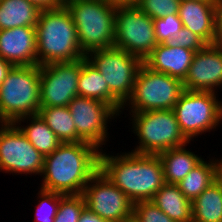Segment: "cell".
Listing matches in <instances>:
<instances>
[{
    "instance_id": "1",
    "label": "cell",
    "mask_w": 222,
    "mask_h": 222,
    "mask_svg": "<svg viewBox=\"0 0 222 222\" xmlns=\"http://www.w3.org/2000/svg\"><path fill=\"white\" fill-rule=\"evenodd\" d=\"M100 150L87 142L61 143L44 157L41 189L64 195H81L99 171Z\"/></svg>"
},
{
    "instance_id": "2",
    "label": "cell",
    "mask_w": 222,
    "mask_h": 222,
    "mask_svg": "<svg viewBox=\"0 0 222 222\" xmlns=\"http://www.w3.org/2000/svg\"><path fill=\"white\" fill-rule=\"evenodd\" d=\"M99 170L133 203L151 201L165 184L160 157L151 154H99Z\"/></svg>"
},
{
    "instance_id": "3",
    "label": "cell",
    "mask_w": 222,
    "mask_h": 222,
    "mask_svg": "<svg viewBox=\"0 0 222 222\" xmlns=\"http://www.w3.org/2000/svg\"><path fill=\"white\" fill-rule=\"evenodd\" d=\"M35 27L37 65L71 62L86 56L80 48L72 16L64 4L41 10Z\"/></svg>"
},
{
    "instance_id": "4",
    "label": "cell",
    "mask_w": 222,
    "mask_h": 222,
    "mask_svg": "<svg viewBox=\"0 0 222 222\" xmlns=\"http://www.w3.org/2000/svg\"><path fill=\"white\" fill-rule=\"evenodd\" d=\"M63 4L72 16L85 55L114 47L115 4L109 0H67Z\"/></svg>"
},
{
    "instance_id": "5",
    "label": "cell",
    "mask_w": 222,
    "mask_h": 222,
    "mask_svg": "<svg viewBox=\"0 0 222 222\" xmlns=\"http://www.w3.org/2000/svg\"><path fill=\"white\" fill-rule=\"evenodd\" d=\"M40 65L13 66L0 84V113L6 123L38 114Z\"/></svg>"
},
{
    "instance_id": "6",
    "label": "cell",
    "mask_w": 222,
    "mask_h": 222,
    "mask_svg": "<svg viewBox=\"0 0 222 222\" xmlns=\"http://www.w3.org/2000/svg\"><path fill=\"white\" fill-rule=\"evenodd\" d=\"M131 117L133 131L139 138L132 153L158 155L190 143L180 131L173 109L137 112Z\"/></svg>"
},
{
    "instance_id": "7",
    "label": "cell",
    "mask_w": 222,
    "mask_h": 222,
    "mask_svg": "<svg viewBox=\"0 0 222 222\" xmlns=\"http://www.w3.org/2000/svg\"><path fill=\"white\" fill-rule=\"evenodd\" d=\"M183 91L181 80L153 71L143 63L137 73L132 95L123 105V110L127 105L131 108L130 114L170 110L174 108Z\"/></svg>"
},
{
    "instance_id": "8",
    "label": "cell",
    "mask_w": 222,
    "mask_h": 222,
    "mask_svg": "<svg viewBox=\"0 0 222 222\" xmlns=\"http://www.w3.org/2000/svg\"><path fill=\"white\" fill-rule=\"evenodd\" d=\"M173 111L185 138L196 136L218 126L222 120V102L214 92L184 90Z\"/></svg>"
},
{
    "instance_id": "9",
    "label": "cell",
    "mask_w": 222,
    "mask_h": 222,
    "mask_svg": "<svg viewBox=\"0 0 222 222\" xmlns=\"http://www.w3.org/2000/svg\"><path fill=\"white\" fill-rule=\"evenodd\" d=\"M85 57L103 75L109 91L124 105L132 95L143 61L116 47L93 50Z\"/></svg>"
},
{
    "instance_id": "10",
    "label": "cell",
    "mask_w": 222,
    "mask_h": 222,
    "mask_svg": "<svg viewBox=\"0 0 222 222\" xmlns=\"http://www.w3.org/2000/svg\"><path fill=\"white\" fill-rule=\"evenodd\" d=\"M157 44L151 17L137 6H116L114 47L144 61Z\"/></svg>"
},
{
    "instance_id": "11",
    "label": "cell",
    "mask_w": 222,
    "mask_h": 222,
    "mask_svg": "<svg viewBox=\"0 0 222 222\" xmlns=\"http://www.w3.org/2000/svg\"><path fill=\"white\" fill-rule=\"evenodd\" d=\"M86 207L109 222H132L134 203L100 170L86 184Z\"/></svg>"
},
{
    "instance_id": "12",
    "label": "cell",
    "mask_w": 222,
    "mask_h": 222,
    "mask_svg": "<svg viewBox=\"0 0 222 222\" xmlns=\"http://www.w3.org/2000/svg\"><path fill=\"white\" fill-rule=\"evenodd\" d=\"M43 163L44 156L14 123L1 125L0 171L41 175Z\"/></svg>"
},
{
    "instance_id": "13",
    "label": "cell",
    "mask_w": 222,
    "mask_h": 222,
    "mask_svg": "<svg viewBox=\"0 0 222 222\" xmlns=\"http://www.w3.org/2000/svg\"><path fill=\"white\" fill-rule=\"evenodd\" d=\"M82 58L40 66V108L63 107L78 95Z\"/></svg>"
},
{
    "instance_id": "14",
    "label": "cell",
    "mask_w": 222,
    "mask_h": 222,
    "mask_svg": "<svg viewBox=\"0 0 222 222\" xmlns=\"http://www.w3.org/2000/svg\"><path fill=\"white\" fill-rule=\"evenodd\" d=\"M67 107L73 118L78 137L97 149L102 147L101 145L107 141L109 119L119 114L105 102L78 95Z\"/></svg>"
},
{
    "instance_id": "15",
    "label": "cell",
    "mask_w": 222,
    "mask_h": 222,
    "mask_svg": "<svg viewBox=\"0 0 222 222\" xmlns=\"http://www.w3.org/2000/svg\"><path fill=\"white\" fill-rule=\"evenodd\" d=\"M220 85H222V49L217 43L207 44L196 51L183 81V88L215 93L217 87H221Z\"/></svg>"
},
{
    "instance_id": "16",
    "label": "cell",
    "mask_w": 222,
    "mask_h": 222,
    "mask_svg": "<svg viewBox=\"0 0 222 222\" xmlns=\"http://www.w3.org/2000/svg\"><path fill=\"white\" fill-rule=\"evenodd\" d=\"M0 57L13 66L37 65L36 27L0 30Z\"/></svg>"
},
{
    "instance_id": "17",
    "label": "cell",
    "mask_w": 222,
    "mask_h": 222,
    "mask_svg": "<svg viewBox=\"0 0 222 222\" xmlns=\"http://www.w3.org/2000/svg\"><path fill=\"white\" fill-rule=\"evenodd\" d=\"M196 52L169 43H160L143 63L151 70L165 73L182 82L187 76Z\"/></svg>"
},
{
    "instance_id": "18",
    "label": "cell",
    "mask_w": 222,
    "mask_h": 222,
    "mask_svg": "<svg viewBox=\"0 0 222 222\" xmlns=\"http://www.w3.org/2000/svg\"><path fill=\"white\" fill-rule=\"evenodd\" d=\"M178 15L183 27L197 34L207 44L216 43L215 0H182Z\"/></svg>"
},
{
    "instance_id": "19",
    "label": "cell",
    "mask_w": 222,
    "mask_h": 222,
    "mask_svg": "<svg viewBox=\"0 0 222 222\" xmlns=\"http://www.w3.org/2000/svg\"><path fill=\"white\" fill-rule=\"evenodd\" d=\"M78 96L99 100L109 104L118 114L123 104L109 91L103 75L86 59L82 58V68L78 79Z\"/></svg>"
},
{
    "instance_id": "20",
    "label": "cell",
    "mask_w": 222,
    "mask_h": 222,
    "mask_svg": "<svg viewBox=\"0 0 222 222\" xmlns=\"http://www.w3.org/2000/svg\"><path fill=\"white\" fill-rule=\"evenodd\" d=\"M151 201L175 222H192V201L177 184L165 183Z\"/></svg>"
},
{
    "instance_id": "21",
    "label": "cell",
    "mask_w": 222,
    "mask_h": 222,
    "mask_svg": "<svg viewBox=\"0 0 222 222\" xmlns=\"http://www.w3.org/2000/svg\"><path fill=\"white\" fill-rule=\"evenodd\" d=\"M186 145L158 154L162 161L165 183H179L199 162L200 156L186 150Z\"/></svg>"
},
{
    "instance_id": "22",
    "label": "cell",
    "mask_w": 222,
    "mask_h": 222,
    "mask_svg": "<svg viewBox=\"0 0 222 222\" xmlns=\"http://www.w3.org/2000/svg\"><path fill=\"white\" fill-rule=\"evenodd\" d=\"M40 12L27 0H0V30L36 26Z\"/></svg>"
},
{
    "instance_id": "23",
    "label": "cell",
    "mask_w": 222,
    "mask_h": 222,
    "mask_svg": "<svg viewBox=\"0 0 222 222\" xmlns=\"http://www.w3.org/2000/svg\"><path fill=\"white\" fill-rule=\"evenodd\" d=\"M29 118V119H28ZM30 121L26 127H21V121ZM26 136L29 142L45 157L50 155L62 143L56 134L49 128L39 114L22 117L14 123Z\"/></svg>"
},
{
    "instance_id": "24",
    "label": "cell",
    "mask_w": 222,
    "mask_h": 222,
    "mask_svg": "<svg viewBox=\"0 0 222 222\" xmlns=\"http://www.w3.org/2000/svg\"><path fill=\"white\" fill-rule=\"evenodd\" d=\"M192 222H222V186L217 181L192 201Z\"/></svg>"
},
{
    "instance_id": "25",
    "label": "cell",
    "mask_w": 222,
    "mask_h": 222,
    "mask_svg": "<svg viewBox=\"0 0 222 222\" xmlns=\"http://www.w3.org/2000/svg\"><path fill=\"white\" fill-rule=\"evenodd\" d=\"M216 181V167L214 159L209 162H199L179 183L181 192L193 201L206 188Z\"/></svg>"
},
{
    "instance_id": "26",
    "label": "cell",
    "mask_w": 222,
    "mask_h": 222,
    "mask_svg": "<svg viewBox=\"0 0 222 222\" xmlns=\"http://www.w3.org/2000/svg\"><path fill=\"white\" fill-rule=\"evenodd\" d=\"M38 114L62 143L82 141L67 106L40 108Z\"/></svg>"
},
{
    "instance_id": "27",
    "label": "cell",
    "mask_w": 222,
    "mask_h": 222,
    "mask_svg": "<svg viewBox=\"0 0 222 222\" xmlns=\"http://www.w3.org/2000/svg\"><path fill=\"white\" fill-rule=\"evenodd\" d=\"M38 195L37 198L40 200L36 209L34 222H54L60 205V200L65 195L41 188Z\"/></svg>"
},
{
    "instance_id": "28",
    "label": "cell",
    "mask_w": 222,
    "mask_h": 222,
    "mask_svg": "<svg viewBox=\"0 0 222 222\" xmlns=\"http://www.w3.org/2000/svg\"><path fill=\"white\" fill-rule=\"evenodd\" d=\"M85 207L86 202L82 194L65 195L60 200L54 222H78L80 214Z\"/></svg>"
},
{
    "instance_id": "29",
    "label": "cell",
    "mask_w": 222,
    "mask_h": 222,
    "mask_svg": "<svg viewBox=\"0 0 222 222\" xmlns=\"http://www.w3.org/2000/svg\"><path fill=\"white\" fill-rule=\"evenodd\" d=\"M158 44L169 43L183 28L178 14L153 19Z\"/></svg>"
},
{
    "instance_id": "30",
    "label": "cell",
    "mask_w": 222,
    "mask_h": 222,
    "mask_svg": "<svg viewBox=\"0 0 222 222\" xmlns=\"http://www.w3.org/2000/svg\"><path fill=\"white\" fill-rule=\"evenodd\" d=\"M181 0H140L137 7L152 19L178 14Z\"/></svg>"
},
{
    "instance_id": "31",
    "label": "cell",
    "mask_w": 222,
    "mask_h": 222,
    "mask_svg": "<svg viewBox=\"0 0 222 222\" xmlns=\"http://www.w3.org/2000/svg\"><path fill=\"white\" fill-rule=\"evenodd\" d=\"M132 222H175L152 201L134 203Z\"/></svg>"
},
{
    "instance_id": "32",
    "label": "cell",
    "mask_w": 222,
    "mask_h": 222,
    "mask_svg": "<svg viewBox=\"0 0 222 222\" xmlns=\"http://www.w3.org/2000/svg\"><path fill=\"white\" fill-rule=\"evenodd\" d=\"M170 43L194 52L201 50L207 45L202 38L185 27L180 30Z\"/></svg>"
},
{
    "instance_id": "33",
    "label": "cell",
    "mask_w": 222,
    "mask_h": 222,
    "mask_svg": "<svg viewBox=\"0 0 222 222\" xmlns=\"http://www.w3.org/2000/svg\"><path fill=\"white\" fill-rule=\"evenodd\" d=\"M40 10H49L57 8L63 4L61 0H27Z\"/></svg>"
},
{
    "instance_id": "34",
    "label": "cell",
    "mask_w": 222,
    "mask_h": 222,
    "mask_svg": "<svg viewBox=\"0 0 222 222\" xmlns=\"http://www.w3.org/2000/svg\"><path fill=\"white\" fill-rule=\"evenodd\" d=\"M78 222H109L94 212H91L87 207L83 209V211L80 214Z\"/></svg>"
},
{
    "instance_id": "35",
    "label": "cell",
    "mask_w": 222,
    "mask_h": 222,
    "mask_svg": "<svg viewBox=\"0 0 222 222\" xmlns=\"http://www.w3.org/2000/svg\"><path fill=\"white\" fill-rule=\"evenodd\" d=\"M216 35H222V0H215Z\"/></svg>"
},
{
    "instance_id": "36",
    "label": "cell",
    "mask_w": 222,
    "mask_h": 222,
    "mask_svg": "<svg viewBox=\"0 0 222 222\" xmlns=\"http://www.w3.org/2000/svg\"><path fill=\"white\" fill-rule=\"evenodd\" d=\"M13 65L9 63L7 60H4L0 57V84L7 77L8 72L11 70Z\"/></svg>"
},
{
    "instance_id": "37",
    "label": "cell",
    "mask_w": 222,
    "mask_h": 222,
    "mask_svg": "<svg viewBox=\"0 0 222 222\" xmlns=\"http://www.w3.org/2000/svg\"><path fill=\"white\" fill-rule=\"evenodd\" d=\"M116 6H137L140 0H109Z\"/></svg>"
},
{
    "instance_id": "38",
    "label": "cell",
    "mask_w": 222,
    "mask_h": 222,
    "mask_svg": "<svg viewBox=\"0 0 222 222\" xmlns=\"http://www.w3.org/2000/svg\"><path fill=\"white\" fill-rule=\"evenodd\" d=\"M216 167V181L222 186V159L219 161L215 159Z\"/></svg>"
},
{
    "instance_id": "39",
    "label": "cell",
    "mask_w": 222,
    "mask_h": 222,
    "mask_svg": "<svg viewBox=\"0 0 222 222\" xmlns=\"http://www.w3.org/2000/svg\"><path fill=\"white\" fill-rule=\"evenodd\" d=\"M216 43L221 47L222 49V35H216Z\"/></svg>"
},
{
    "instance_id": "40",
    "label": "cell",
    "mask_w": 222,
    "mask_h": 222,
    "mask_svg": "<svg viewBox=\"0 0 222 222\" xmlns=\"http://www.w3.org/2000/svg\"><path fill=\"white\" fill-rule=\"evenodd\" d=\"M7 124L6 121L2 118L1 113H0V126Z\"/></svg>"
}]
</instances>
